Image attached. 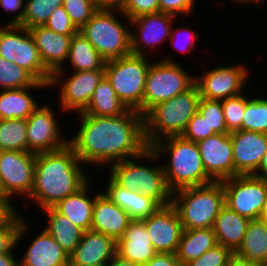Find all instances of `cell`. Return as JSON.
I'll use <instances>...</instances> for the list:
<instances>
[{
  "label": "cell",
  "mask_w": 267,
  "mask_h": 266,
  "mask_svg": "<svg viewBox=\"0 0 267 266\" xmlns=\"http://www.w3.org/2000/svg\"><path fill=\"white\" fill-rule=\"evenodd\" d=\"M77 115L80 127L74 136L69 135V145L87 168L94 165L100 172L104 170L101 166L108 168L111 164L136 157L148 147L144 116L136 110L128 109L118 116Z\"/></svg>",
  "instance_id": "1"
},
{
  "label": "cell",
  "mask_w": 267,
  "mask_h": 266,
  "mask_svg": "<svg viewBox=\"0 0 267 266\" xmlns=\"http://www.w3.org/2000/svg\"><path fill=\"white\" fill-rule=\"evenodd\" d=\"M39 50L44 66L53 74L57 70H66L65 63L69 56L70 43L73 35H62L45 26L28 29Z\"/></svg>",
  "instance_id": "21"
},
{
  "label": "cell",
  "mask_w": 267,
  "mask_h": 266,
  "mask_svg": "<svg viewBox=\"0 0 267 266\" xmlns=\"http://www.w3.org/2000/svg\"><path fill=\"white\" fill-rule=\"evenodd\" d=\"M20 211L9 222L0 225V255L12 252L14 248L17 250L24 236H30L27 233L31 232L33 222L28 223L22 208Z\"/></svg>",
  "instance_id": "34"
},
{
  "label": "cell",
  "mask_w": 267,
  "mask_h": 266,
  "mask_svg": "<svg viewBox=\"0 0 267 266\" xmlns=\"http://www.w3.org/2000/svg\"><path fill=\"white\" fill-rule=\"evenodd\" d=\"M242 130L267 134V97H251L243 114Z\"/></svg>",
  "instance_id": "37"
},
{
  "label": "cell",
  "mask_w": 267,
  "mask_h": 266,
  "mask_svg": "<svg viewBox=\"0 0 267 266\" xmlns=\"http://www.w3.org/2000/svg\"><path fill=\"white\" fill-rule=\"evenodd\" d=\"M44 26L62 35H74L78 32L63 6L55 9L51 13Z\"/></svg>",
  "instance_id": "45"
},
{
  "label": "cell",
  "mask_w": 267,
  "mask_h": 266,
  "mask_svg": "<svg viewBox=\"0 0 267 266\" xmlns=\"http://www.w3.org/2000/svg\"><path fill=\"white\" fill-rule=\"evenodd\" d=\"M89 266H107V264H101V265H89Z\"/></svg>",
  "instance_id": "60"
},
{
  "label": "cell",
  "mask_w": 267,
  "mask_h": 266,
  "mask_svg": "<svg viewBox=\"0 0 267 266\" xmlns=\"http://www.w3.org/2000/svg\"><path fill=\"white\" fill-rule=\"evenodd\" d=\"M62 6L78 31L100 8L94 0H63Z\"/></svg>",
  "instance_id": "41"
},
{
  "label": "cell",
  "mask_w": 267,
  "mask_h": 266,
  "mask_svg": "<svg viewBox=\"0 0 267 266\" xmlns=\"http://www.w3.org/2000/svg\"><path fill=\"white\" fill-rule=\"evenodd\" d=\"M7 196H0V225L9 222L20 209Z\"/></svg>",
  "instance_id": "49"
},
{
  "label": "cell",
  "mask_w": 267,
  "mask_h": 266,
  "mask_svg": "<svg viewBox=\"0 0 267 266\" xmlns=\"http://www.w3.org/2000/svg\"><path fill=\"white\" fill-rule=\"evenodd\" d=\"M35 82L25 69L0 56V90L30 87Z\"/></svg>",
  "instance_id": "38"
},
{
  "label": "cell",
  "mask_w": 267,
  "mask_h": 266,
  "mask_svg": "<svg viewBox=\"0 0 267 266\" xmlns=\"http://www.w3.org/2000/svg\"><path fill=\"white\" fill-rule=\"evenodd\" d=\"M149 60V61H148ZM145 55L129 54L106 61L105 77L128 109L143 115L146 76L152 60Z\"/></svg>",
  "instance_id": "8"
},
{
  "label": "cell",
  "mask_w": 267,
  "mask_h": 266,
  "mask_svg": "<svg viewBox=\"0 0 267 266\" xmlns=\"http://www.w3.org/2000/svg\"><path fill=\"white\" fill-rule=\"evenodd\" d=\"M84 167L69 144L57 151L37 153L33 188L22 208L28 209L32 201L41 210L51 208L75 193L90 179Z\"/></svg>",
  "instance_id": "2"
},
{
  "label": "cell",
  "mask_w": 267,
  "mask_h": 266,
  "mask_svg": "<svg viewBox=\"0 0 267 266\" xmlns=\"http://www.w3.org/2000/svg\"><path fill=\"white\" fill-rule=\"evenodd\" d=\"M228 266H266L263 263L247 261L243 258L236 256L235 254L230 258Z\"/></svg>",
  "instance_id": "52"
},
{
  "label": "cell",
  "mask_w": 267,
  "mask_h": 266,
  "mask_svg": "<svg viewBox=\"0 0 267 266\" xmlns=\"http://www.w3.org/2000/svg\"><path fill=\"white\" fill-rule=\"evenodd\" d=\"M250 99L251 96L249 97V95L247 96V93L244 94L243 92L239 95L229 97L221 101L225 124L230 133L242 130L243 114L246 104Z\"/></svg>",
  "instance_id": "39"
},
{
  "label": "cell",
  "mask_w": 267,
  "mask_h": 266,
  "mask_svg": "<svg viewBox=\"0 0 267 266\" xmlns=\"http://www.w3.org/2000/svg\"><path fill=\"white\" fill-rule=\"evenodd\" d=\"M35 156L33 152L0 151V181L10 200L15 201L17 196L26 202L29 198L34 183Z\"/></svg>",
  "instance_id": "15"
},
{
  "label": "cell",
  "mask_w": 267,
  "mask_h": 266,
  "mask_svg": "<svg viewBox=\"0 0 267 266\" xmlns=\"http://www.w3.org/2000/svg\"><path fill=\"white\" fill-rule=\"evenodd\" d=\"M206 174L213 181L234 177L230 133L215 134L197 142Z\"/></svg>",
  "instance_id": "18"
},
{
  "label": "cell",
  "mask_w": 267,
  "mask_h": 266,
  "mask_svg": "<svg viewBox=\"0 0 267 266\" xmlns=\"http://www.w3.org/2000/svg\"><path fill=\"white\" fill-rule=\"evenodd\" d=\"M183 138L192 142H198L209 137V124L197 111L188 121L186 129L181 135Z\"/></svg>",
  "instance_id": "46"
},
{
  "label": "cell",
  "mask_w": 267,
  "mask_h": 266,
  "mask_svg": "<svg viewBox=\"0 0 267 266\" xmlns=\"http://www.w3.org/2000/svg\"><path fill=\"white\" fill-rule=\"evenodd\" d=\"M0 266H20L19 257L14 251L0 255Z\"/></svg>",
  "instance_id": "51"
},
{
  "label": "cell",
  "mask_w": 267,
  "mask_h": 266,
  "mask_svg": "<svg viewBox=\"0 0 267 266\" xmlns=\"http://www.w3.org/2000/svg\"><path fill=\"white\" fill-rule=\"evenodd\" d=\"M254 176L267 180V151L263 156L261 163L258 169L256 170Z\"/></svg>",
  "instance_id": "54"
},
{
  "label": "cell",
  "mask_w": 267,
  "mask_h": 266,
  "mask_svg": "<svg viewBox=\"0 0 267 266\" xmlns=\"http://www.w3.org/2000/svg\"><path fill=\"white\" fill-rule=\"evenodd\" d=\"M233 255L234 253L230 249L217 244L199 258L189 261L184 266H228Z\"/></svg>",
  "instance_id": "43"
},
{
  "label": "cell",
  "mask_w": 267,
  "mask_h": 266,
  "mask_svg": "<svg viewBox=\"0 0 267 266\" xmlns=\"http://www.w3.org/2000/svg\"><path fill=\"white\" fill-rule=\"evenodd\" d=\"M102 192L130 216L131 220H144L154 214L161 206L150 197L128 190L118 185L109 175Z\"/></svg>",
  "instance_id": "25"
},
{
  "label": "cell",
  "mask_w": 267,
  "mask_h": 266,
  "mask_svg": "<svg viewBox=\"0 0 267 266\" xmlns=\"http://www.w3.org/2000/svg\"><path fill=\"white\" fill-rule=\"evenodd\" d=\"M62 4L63 0H26L24 15L18 25L27 29L44 26L51 13Z\"/></svg>",
  "instance_id": "36"
},
{
  "label": "cell",
  "mask_w": 267,
  "mask_h": 266,
  "mask_svg": "<svg viewBox=\"0 0 267 266\" xmlns=\"http://www.w3.org/2000/svg\"><path fill=\"white\" fill-rule=\"evenodd\" d=\"M172 206L176 209L183 229L213 228L215 219L225 206L221 181L187 187L172 193Z\"/></svg>",
  "instance_id": "6"
},
{
  "label": "cell",
  "mask_w": 267,
  "mask_h": 266,
  "mask_svg": "<svg viewBox=\"0 0 267 266\" xmlns=\"http://www.w3.org/2000/svg\"><path fill=\"white\" fill-rule=\"evenodd\" d=\"M225 205L250 220L259 219L267 192V180L254 175H236L222 180Z\"/></svg>",
  "instance_id": "13"
},
{
  "label": "cell",
  "mask_w": 267,
  "mask_h": 266,
  "mask_svg": "<svg viewBox=\"0 0 267 266\" xmlns=\"http://www.w3.org/2000/svg\"><path fill=\"white\" fill-rule=\"evenodd\" d=\"M174 27L171 28V34L169 41L171 45L178 53L190 54L197 47V40L199 39V33H197L193 28L186 27Z\"/></svg>",
  "instance_id": "42"
},
{
  "label": "cell",
  "mask_w": 267,
  "mask_h": 266,
  "mask_svg": "<svg viewBox=\"0 0 267 266\" xmlns=\"http://www.w3.org/2000/svg\"><path fill=\"white\" fill-rule=\"evenodd\" d=\"M217 245L213 228L184 229L176 257L184 266Z\"/></svg>",
  "instance_id": "31"
},
{
  "label": "cell",
  "mask_w": 267,
  "mask_h": 266,
  "mask_svg": "<svg viewBox=\"0 0 267 266\" xmlns=\"http://www.w3.org/2000/svg\"><path fill=\"white\" fill-rule=\"evenodd\" d=\"M0 56L25 69L37 82L50 84L52 73L44 66L27 28L0 24Z\"/></svg>",
  "instance_id": "10"
},
{
  "label": "cell",
  "mask_w": 267,
  "mask_h": 266,
  "mask_svg": "<svg viewBox=\"0 0 267 266\" xmlns=\"http://www.w3.org/2000/svg\"><path fill=\"white\" fill-rule=\"evenodd\" d=\"M116 254L136 265L147 264L157 254L144 220H131L124 235L116 241Z\"/></svg>",
  "instance_id": "22"
},
{
  "label": "cell",
  "mask_w": 267,
  "mask_h": 266,
  "mask_svg": "<svg viewBox=\"0 0 267 266\" xmlns=\"http://www.w3.org/2000/svg\"><path fill=\"white\" fill-rule=\"evenodd\" d=\"M128 110L119 99L110 82L104 77L93 92L90 102L82 112L91 116H118Z\"/></svg>",
  "instance_id": "33"
},
{
  "label": "cell",
  "mask_w": 267,
  "mask_h": 266,
  "mask_svg": "<svg viewBox=\"0 0 267 266\" xmlns=\"http://www.w3.org/2000/svg\"><path fill=\"white\" fill-rule=\"evenodd\" d=\"M232 1V0H230ZM266 0H233L232 2L236 3V5H251V7L256 8L257 6L263 5L261 3H264Z\"/></svg>",
  "instance_id": "56"
},
{
  "label": "cell",
  "mask_w": 267,
  "mask_h": 266,
  "mask_svg": "<svg viewBox=\"0 0 267 266\" xmlns=\"http://www.w3.org/2000/svg\"><path fill=\"white\" fill-rule=\"evenodd\" d=\"M260 219H262L265 222L266 227H267V217H260Z\"/></svg>",
  "instance_id": "59"
},
{
  "label": "cell",
  "mask_w": 267,
  "mask_h": 266,
  "mask_svg": "<svg viewBox=\"0 0 267 266\" xmlns=\"http://www.w3.org/2000/svg\"><path fill=\"white\" fill-rule=\"evenodd\" d=\"M46 88L50 90L48 84L36 81L30 87L0 90V120L27 119L39 106L33 91Z\"/></svg>",
  "instance_id": "27"
},
{
  "label": "cell",
  "mask_w": 267,
  "mask_h": 266,
  "mask_svg": "<svg viewBox=\"0 0 267 266\" xmlns=\"http://www.w3.org/2000/svg\"><path fill=\"white\" fill-rule=\"evenodd\" d=\"M54 111L52 105L42 103L26 119L27 152L36 154L53 152L69 144L68 136L61 133L64 129H62L59 117L57 116L59 113Z\"/></svg>",
  "instance_id": "14"
},
{
  "label": "cell",
  "mask_w": 267,
  "mask_h": 266,
  "mask_svg": "<svg viewBox=\"0 0 267 266\" xmlns=\"http://www.w3.org/2000/svg\"><path fill=\"white\" fill-rule=\"evenodd\" d=\"M47 215L44 229L55 239L62 249L70 255L80 243L83 230L70 219L58 213L53 207L42 210ZM45 212V213H44Z\"/></svg>",
  "instance_id": "29"
},
{
  "label": "cell",
  "mask_w": 267,
  "mask_h": 266,
  "mask_svg": "<svg viewBox=\"0 0 267 266\" xmlns=\"http://www.w3.org/2000/svg\"><path fill=\"white\" fill-rule=\"evenodd\" d=\"M175 19L173 15L163 12L145 14L131 19V53L148 56V53L156 51L155 47L160 48L158 45L168 41ZM151 48H154L153 51L149 50Z\"/></svg>",
  "instance_id": "16"
},
{
  "label": "cell",
  "mask_w": 267,
  "mask_h": 266,
  "mask_svg": "<svg viewBox=\"0 0 267 266\" xmlns=\"http://www.w3.org/2000/svg\"><path fill=\"white\" fill-rule=\"evenodd\" d=\"M107 266H136L132 262L122 259L117 254L109 261Z\"/></svg>",
  "instance_id": "55"
},
{
  "label": "cell",
  "mask_w": 267,
  "mask_h": 266,
  "mask_svg": "<svg viewBox=\"0 0 267 266\" xmlns=\"http://www.w3.org/2000/svg\"><path fill=\"white\" fill-rule=\"evenodd\" d=\"M92 182V179H89L79 190L53 206L58 213L70 219L83 231L91 230L95 197L101 192L100 189L97 192L91 191Z\"/></svg>",
  "instance_id": "26"
},
{
  "label": "cell",
  "mask_w": 267,
  "mask_h": 266,
  "mask_svg": "<svg viewBox=\"0 0 267 266\" xmlns=\"http://www.w3.org/2000/svg\"><path fill=\"white\" fill-rule=\"evenodd\" d=\"M0 151L27 152L26 119L0 120Z\"/></svg>",
  "instance_id": "35"
},
{
  "label": "cell",
  "mask_w": 267,
  "mask_h": 266,
  "mask_svg": "<svg viewBox=\"0 0 267 266\" xmlns=\"http://www.w3.org/2000/svg\"><path fill=\"white\" fill-rule=\"evenodd\" d=\"M151 148L160 158L164 157L161 163L167 186L172 193L213 182L206 174L196 142L182 136H170L158 140Z\"/></svg>",
  "instance_id": "3"
},
{
  "label": "cell",
  "mask_w": 267,
  "mask_h": 266,
  "mask_svg": "<svg viewBox=\"0 0 267 266\" xmlns=\"http://www.w3.org/2000/svg\"><path fill=\"white\" fill-rule=\"evenodd\" d=\"M0 8L4 11L10 13H15L13 16H10L11 19L4 25H18L24 15L25 9V0H0Z\"/></svg>",
  "instance_id": "48"
},
{
  "label": "cell",
  "mask_w": 267,
  "mask_h": 266,
  "mask_svg": "<svg viewBox=\"0 0 267 266\" xmlns=\"http://www.w3.org/2000/svg\"><path fill=\"white\" fill-rule=\"evenodd\" d=\"M196 0H159L160 12L173 15L178 18L192 15L195 9Z\"/></svg>",
  "instance_id": "47"
},
{
  "label": "cell",
  "mask_w": 267,
  "mask_h": 266,
  "mask_svg": "<svg viewBox=\"0 0 267 266\" xmlns=\"http://www.w3.org/2000/svg\"><path fill=\"white\" fill-rule=\"evenodd\" d=\"M0 196H7L2 188V184H1V181H0Z\"/></svg>",
  "instance_id": "58"
},
{
  "label": "cell",
  "mask_w": 267,
  "mask_h": 266,
  "mask_svg": "<svg viewBox=\"0 0 267 266\" xmlns=\"http://www.w3.org/2000/svg\"><path fill=\"white\" fill-rule=\"evenodd\" d=\"M116 255V241L103 233L83 231L80 243L69 255V266L108 264Z\"/></svg>",
  "instance_id": "20"
},
{
  "label": "cell",
  "mask_w": 267,
  "mask_h": 266,
  "mask_svg": "<svg viewBox=\"0 0 267 266\" xmlns=\"http://www.w3.org/2000/svg\"><path fill=\"white\" fill-rule=\"evenodd\" d=\"M260 217H267V192H266V195H265V200H264V204H263V207H262V212L260 214Z\"/></svg>",
  "instance_id": "57"
},
{
  "label": "cell",
  "mask_w": 267,
  "mask_h": 266,
  "mask_svg": "<svg viewBox=\"0 0 267 266\" xmlns=\"http://www.w3.org/2000/svg\"><path fill=\"white\" fill-rule=\"evenodd\" d=\"M201 96L194 84L187 91L163 101L144 115V136L148 147L158 140L181 136L188 121L198 111Z\"/></svg>",
  "instance_id": "5"
},
{
  "label": "cell",
  "mask_w": 267,
  "mask_h": 266,
  "mask_svg": "<svg viewBox=\"0 0 267 266\" xmlns=\"http://www.w3.org/2000/svg\"><path fill=\"white\" fill-rule=\"evenodd\" d=\"M27 243L20 266H69V255L44 228Z\"/></svg>",
  "instance_id": "23"
},
{
  "label": "cell",
  "mask_w": 267,
  "mask_h": 266,
  "mask_svg": "<svg viewBox=\"0 0 267 266\" xmlns=\"http://www.w3.org/2000/svg\"><path fill=\"white\" fill-rule=\"evenodd\" d=\"M245 63L219 65L204 70L201 75H195L201 98L222 101L245 92L246 83L251 75ZM245 89V90H244Z\"/></svg>",
  "instance_id": "12"
},
{
  "label": "cell",
  "mask_w": 267,
  "mask_h": 266,
  "mask_svg": "<svg viewBox=\"0 0 267 266\" xmlns=\"http://www.w3.org/2000/svg\"><path fill=\"white\" fill-rule=\"evenodd\" d=\"M144 222L154 250L176 254L184 229L172 204L160 207Z\"/></svg>",
  "instance_id": "17"
},
{
  "label": "cell",
  "mask_w": 267,
  "mask_h": 266,
  "mask_svg": "<svg viewBox=\"0 0 267 266\" xmlns=\"http://www.w3.org/2000/svg\"><path fill=\"white\" fill-rule=\"evenodd\" d=\"M234 254L267 266V227L262 219L249 222L242 244Z\"/></svg>",
  "instance_id": "32"
},
{
  "label": "cell",
  "mask_w": 267,
  "mask_h": 266,
  "mask_svg": "<svg viewBox=\"0 0 267 266\" xmlns=\"http://www.w3.org/2000/svg\"><path fill=\"white\" fill-rule=\"evenodd\" d=\"M160 159L151 147H147L136 157L111 164L107 174L121 187L150 197L164 207L171 204L172 192Z\"/></svg>",
  "instance_id": "4"
},
{
  "label": "cell",
  "mask_w": 267,
  "mask_h": 266,
  "mask_svg": "<svg viewBox=\"0 0 267 266\" xmlns=\"http://www.w3.org/2000/svg\"><path fill=\"white\" fill-rule=\"evenodd\" d=\"M147 266H182L177 259L176 254L173 253H157L149 262Z\"/></svg>",
  "instance_id": "50"
},
{
  "label": "cell",
  "mask_w": 267,
  "mask_h": 266,
  "mask_svg": "<svg viewBox=\"0 0 267 266\" xmlns=\"http://www.w3.org/2000/svg\"><path fill=\"white\" fill-rule=\"evenodd\" d=\"M234 176L254 175L267 151V134L237 130L230 133Z\"/></svg>",
  "instance_id": "19"
},
{
  "label": "cell",
  "mask_w": 267,
  "mask_h": 266,
  "mask_svg": "<svg viewBox=\"0 0 267 266\" xmlns=\"http://www.w3.org/2000/svg\"><path fill=\"white\" fill-rule=\"evenodd\" d=\"M71 71L105 70L106 60L99 54L87 38L78 31L72 36L69 56L66 61Z\"/></svg>",
  "instance_id": "30"
},
{
  "label": "cell",
  "mask_w": 267,
  "mask_h": 266,
  "mask_svg": "<svg viewBox=\"0 0 267 266\" xmlns=\"http://www.w3.org/2000/svg\"><path fill=\"white\" fill-rule=\"evenodd\" d=\"M169 55L154 59L146 76L143 97V116L157 104L190 89L195 76Z\"/></svg>",
  "instance_id": "9"
},
{
  "label": "cell",
  "mask_w": 267,
  "mask_h": 266,
  "mask_svg": "<svg viewBox=\"0 0 267 266\" xmlns=\"http://www.w3.org/2000/svg\"><path fill=\"white\" fill-rule=\"evenodd\" d=\"M131 222L130 216L102 191L95 197L91 230L120 239Z\"/></svg>",
  "instance_id": "24"
},
{
  "label": "cell",
  "mask_w": 267,
  "mask_h": 266,
  "mask_svg": "<svg viewBox=\"0 0 267 266\" xmlns=\"http://www.w3.org/2000/svg\"><path fill=\"white\" fill-rule=\"evenodd\" d=\"M79 31L106 61L131 54L130 20L119 8H99Z\"/></svg>",
  "instance_id": "7"
},
{
  "label": "cell",
  "mask_w": 267,
  "mask_h": 266,
  "mask_svg": "<svg viewBox=\"0 0 267 266\" xmlns=\"http://www.w3.org/2000/svg\"><path fill=\"white\" fill-rule=\"evenodd\" d=\"M119 9L129 20L160 12L159 0H124Z\"/></svg>",
  "instance_id": "44"
},
{
  "label": "cell",
  "mask_w": 267,
  "mask_h": 266,
  "mask_svg": "<svg viewBox=\"0 0 267 266\" xmlns=\"http://www.w3.org/2000/svg\"><path fill=\"white\" fill-rule=\"evenodd\" d=\"M57 70L52 74L49 89L57 87L59 110L82 113L88 106L94 90L105 77V70L72 71ZM64 80V81H63ZM52 86V87H51ZM55 86V87H54ZM61 108V109H60Z\"/></svg>",
  "instance_id": "11"
},
{
  "label": "cell",
  "mask_w": 267,
  "mask_h": 266,
  "mask_svg": "<svg viewBox=\"0 0 267 266\" xmlns=\"http://www.w3.org/2000/svg\"><path fill=\"white\" fill-rule=\"evenodd\" d=\"M100 8H120L124 0H94Z\"/></svg>",
  "instance_id": "53"
},
{
  "label": "cell",
  "mask_w": 267,
  "mask_h": 266,
  "mask_svg": "<svg viewBox=\"0 0 267 266\" xmlns=\"http://www.w3.org/2000/svg\"><path fill=\"white\" fill-rule=\"evenodd\" d=\"M198 112L209 124V136L228 134L221 101L200 99Z\"/></svg>",
  "instance_id": "40"
},
{
  "label": "cell",
  "mask_w": 267,
  "mask_h": 266,
  "mask_svg": "<svg viewBox=\"0 0 267 266\" xmlns=\"http://www.w3.org/2000/svg\"><path fill=\"white\" fill-rule=\"evenodd\" d=\"M250 221L247 217L239 215L225 205L217 215L213 225L217 244L235 253L242 244Z\"/></svg>",
  "instance_id": "28"
}]
</instances>
